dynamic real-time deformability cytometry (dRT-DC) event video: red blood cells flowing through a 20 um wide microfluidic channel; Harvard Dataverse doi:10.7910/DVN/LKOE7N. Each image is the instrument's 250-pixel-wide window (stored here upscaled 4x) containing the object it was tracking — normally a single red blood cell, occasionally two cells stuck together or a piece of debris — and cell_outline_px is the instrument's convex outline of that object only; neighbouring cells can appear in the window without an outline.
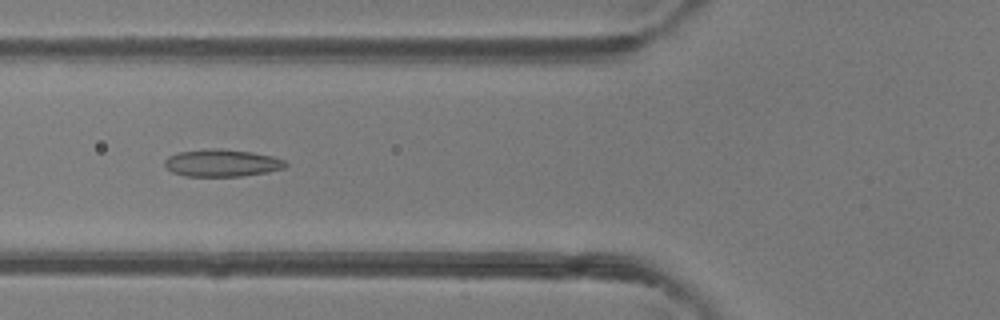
{"species": "common noctule bat (a hibernating species)", "species_latin": "Nyctalus noctula", "temperature_condition": "room temperature", "stored_images_in_passage": 39, "camera_frame_rate_fps": 3000, "um_per_image_px": 0.085, "animal": {"sex": "female"}, "frame": {"image": 1, "passage_image": 8, "time_ms": 2.333, "image_size_px": [1000, 320], "cell_outline_px": [[288, 164], [284, 168], [268, 172], [240, 176], [184, 176], [172, 172], [164, 164], [164, 160], [168, 156], [176, 152], [212, 148], [216, 148], [252, 152], [272, 156], [284, 160]], "centroid_in_image_um": [18.84, 13.85], "position_along_channel_um": 107.0, "area_um2": 19.25}}
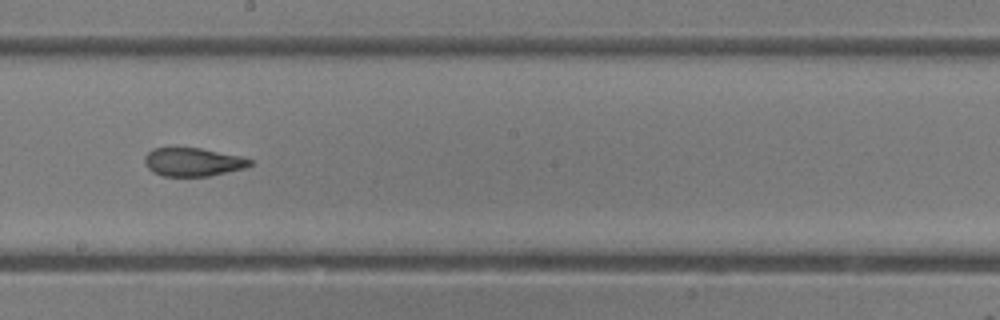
{"frame": {"image": 2, "passage_image": 17, "time_ms": 5.333, "image_size_px": [1000, 320], "cell_outline_px": [[252, 164], [244, 168], [208, 176], [164, 176], [152, 172], [144, 164], [144, 156], [152, 148], [200, 148], [244, 156], [252, 160]], "centroid_in_image_um": [16.39, 13.76], "position_along_channel_um": 231.8, "area_um2": 17.51}}
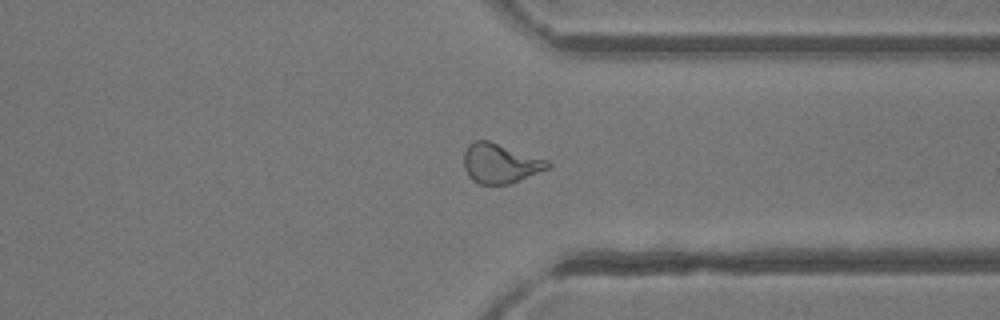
{"frame": {"image": 3, "passage_image": 27, "time_ms": 8.667, "image_size_px": [1000, 320], "cell_outline_px": [[552, 164], [548, 168], [512, 184], [480, 184], [472, 180], [468, 176], [464, 168], [464, 152], [468, 144], [472, 140], [488, 140], [548, 160]], "centroid_in_image_um": [42.5, 13.88], "position_along_channel_um": 368.9, "area_um2": 19.48}}